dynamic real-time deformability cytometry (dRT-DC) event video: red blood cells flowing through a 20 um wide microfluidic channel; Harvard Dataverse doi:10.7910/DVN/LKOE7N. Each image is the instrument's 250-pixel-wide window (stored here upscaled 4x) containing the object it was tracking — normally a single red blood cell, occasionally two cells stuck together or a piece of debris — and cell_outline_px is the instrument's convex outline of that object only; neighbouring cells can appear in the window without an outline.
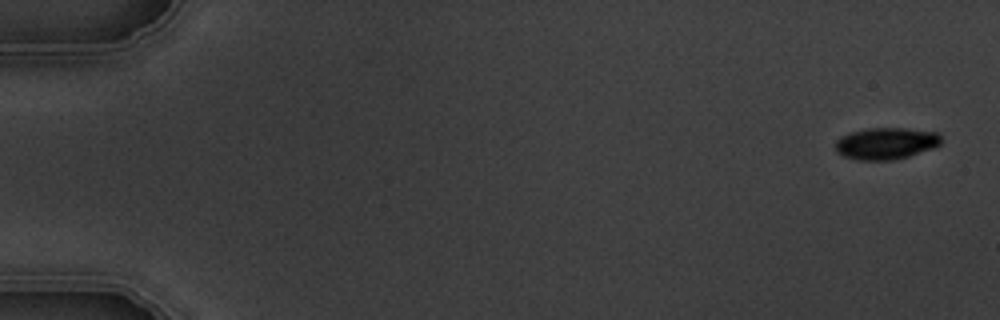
{"species": "common noctule bat (a hibernating species)", "species_latin": "Nyctalus noctula", "temperature_condition": "warm", "stored_images_in_passage": 5, "camera_frame_rate_fps": 3000, "um_per_image_px": 0.085, "animal": {"sex": "male", "body_mass_g": 19.5, "forearm_length_mm": 54.6}, "frame": {"image": 1, "passage_image": 1, "time_ms": 0.0, "image_size_px": [1000, 320], "cell_outline_px": [[940, 144], [936, 148], [908, 156], [892, 160], [860, 160], [844, 156], [836, 152], [836, 140], [840, 136], [848, 132], [864, 128], [904, 128], [940, 132]], "centroid_in_image_um": [75.31, 12.18], "position_along_channel_um": 9.7, "area_um2": 19.83}}
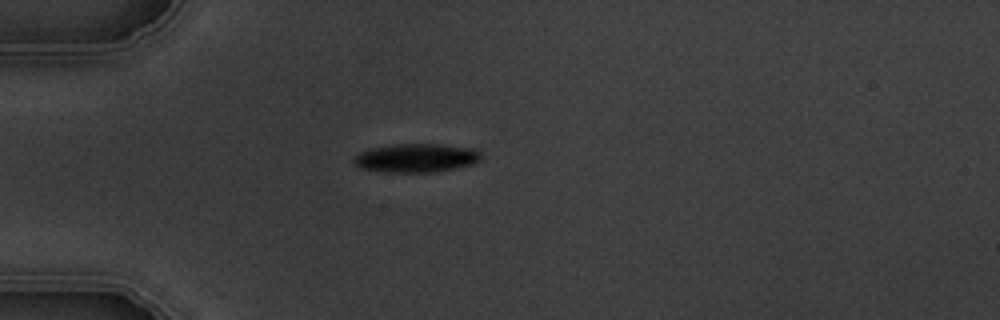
{"frame": {"image": 2, "passage_image": 5, "time_ms": 4.667, "image_size_px": [1000, 320], "cell_outline_px": [[480, 160], [472, 164], [456, 168], [432, 172], [388, 172], [360, 168], [352, 160], [360, 152], [368, 148], [396, 144], [436, 144], [476, 148], [480, 152]], "centroid_in_image_um": [35.38, 13.42], "position_along_channel_um": 49.6, "area_um2": 21.21}}